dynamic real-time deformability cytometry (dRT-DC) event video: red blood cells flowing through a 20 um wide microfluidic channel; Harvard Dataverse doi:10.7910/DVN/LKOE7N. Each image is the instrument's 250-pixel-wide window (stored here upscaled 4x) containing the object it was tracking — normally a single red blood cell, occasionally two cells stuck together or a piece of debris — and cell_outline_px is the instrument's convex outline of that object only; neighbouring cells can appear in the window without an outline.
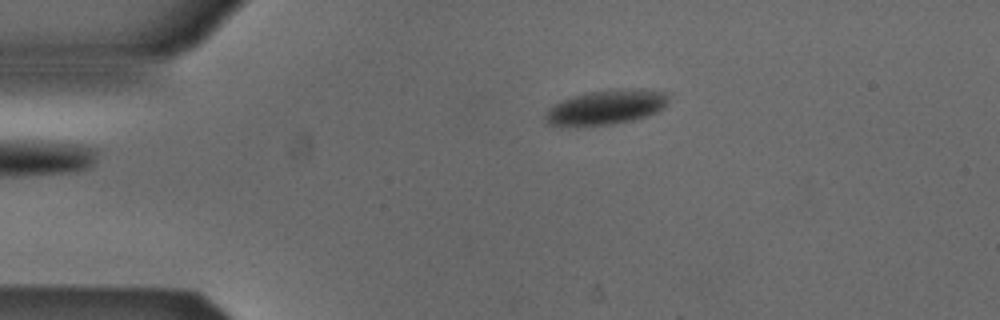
{"species": "Egyptian fruit bat (a non-hibernating species)", "species_latin": "Rousettus aegyptiacus", "temperature_condition": "cold", "stored_images_in_passage": 3, "camera_frame_rate_fps": 3000, "um_per_image_px": 0.085, "animal": {"sex": "male"}, "frame": {"image": 1, "passage_image": 3, "time_ms": 0.667, "image_size_px": [1000, 320], "cell_outline_px": [[668, 100], [664, 108], [656, 112], [632, 120], [612, 124], [548, 124], [544, 116], [548, 108], [552, 104], [572, 96], [588, 92], [612, 88], [644, 88], [668, 92]], "centroid_in_image_um": [51.58, 9.05], "position_along_channel_um": 33.4, "area_um2": 24.74}}